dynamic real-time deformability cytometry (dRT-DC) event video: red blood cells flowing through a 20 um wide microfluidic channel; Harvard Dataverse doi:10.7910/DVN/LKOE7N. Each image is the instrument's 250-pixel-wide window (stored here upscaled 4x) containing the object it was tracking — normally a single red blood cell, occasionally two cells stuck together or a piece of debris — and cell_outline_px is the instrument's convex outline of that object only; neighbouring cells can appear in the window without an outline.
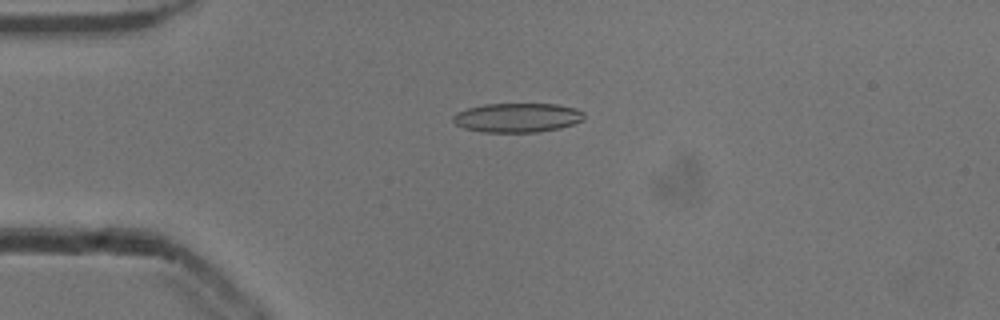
{"species": "common noctule bat (a hibernating species)", "species_latin": "Nyctalus noctula", "temperature_condition": "cold", "stored_images_in_passage": 53, "camera_frame_rate_fps": 3000, "um_per_image_px": 0.085, "animal": {"sex": "male", "body_mass_g": 13.3}, "frame": {"image": 1, "passage_image": 13, "time_ms": 4.0, "image_size_px": [1000, 320], "cell_outline_px": [[584, 116], [580, 120], [572, 124], [560, 128], [536, 132], [484, 132], [464, 128], [456, 124], [452, 120], [452, 116], [456, 112], [468, 108], [484, 104], [556, 104], [576, 108], [584, 112]], "centroid_in_image_um": [43.94, 9.99], "position_along_channel_um": 41.1, "area_um2": 22.25}}
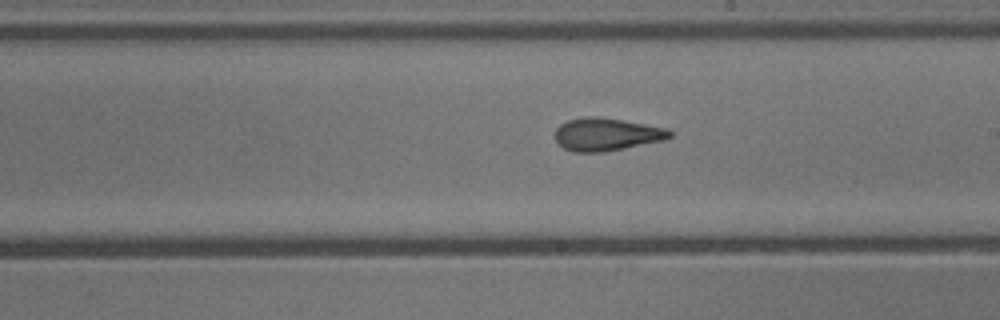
{"frame": {"image": 2, "passage_image": 30, "time_ms": 9.667, "image_size_px": [1000, 320], "cell_outline_px": [[672, 136], [664, 140], [604, 152], [572, 152], [564, 148], [556, 140], [556, 128], [560, 124], [568, 120], [584, 116], [596, 116], [624, 120], [668, 128], [672, 132]], "centroid_in_image_um": [51.56, 11.41], "position_along_channel_um": 237.4, "area_um2": 21.96}}
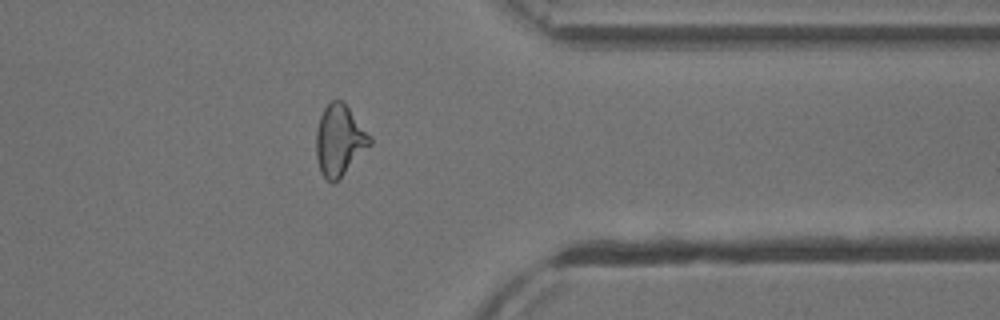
{"frame": {"image": 3, "passage_image": 42, "time_ms": 13.667, "image_size_px": [1000, 320], "cell_outline_px": [[372, 144], [340, 180], [332, 184], [320, 172], [316, 156], [316, 132], [320, 116], [324, 108], [332, 100], [340, 100], [348, 108], [372, 136]], "centroid_in_image_um": [28.87, 11.98], "position_along_channel_um": 382.5, "area_um2": 22.37}, "authors_computed_cell_mechanics": {"area_um2": 21.9062, "velocity_mm_per_s": 3.91, "shape_relaxation_time_tau1_ms": 7.2103, "shape_relaxation_time_tau2_ms": 2.1922, "deformation_change_tau1": 0.1854, "deformation_change_tau2": 0.0992}}